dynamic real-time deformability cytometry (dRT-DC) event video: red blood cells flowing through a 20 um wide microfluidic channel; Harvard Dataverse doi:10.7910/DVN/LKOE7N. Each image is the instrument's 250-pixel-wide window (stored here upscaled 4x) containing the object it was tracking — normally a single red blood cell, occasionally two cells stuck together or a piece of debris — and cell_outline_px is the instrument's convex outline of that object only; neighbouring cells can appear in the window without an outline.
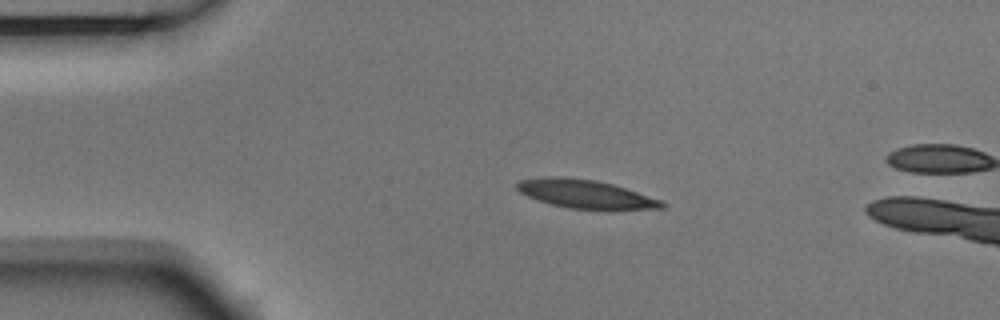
{"species": "Egyptian fruit bat (a non-hibernating species)", "species_latin": "Rousettus aegyptiacus", "temperature_condition": "room temperature", "stored_images_in_passage": 3, "camera_frame_rate_fps": 3000, "um_per_image_px": 0.085, "animal": {"sex": "male"}, "frame": {"image": 1, "passage_image": 1, "time_ms": 0.0, "image_size_px": [1000, 320], "cell_outline_px": [[668, 204], [664, 208], [612, 212], [568, 208], [552, 204], [528, 196], [520, 192], [516, 188], [516, 184], [520, 180], [548, 176], [556, 176], [596, 180], [612, 184], [664, 200]], "centroid_in_image_um": [49.91, 16.54], "position_along_channel_um": 35.1, "area_um2": 24.91}}